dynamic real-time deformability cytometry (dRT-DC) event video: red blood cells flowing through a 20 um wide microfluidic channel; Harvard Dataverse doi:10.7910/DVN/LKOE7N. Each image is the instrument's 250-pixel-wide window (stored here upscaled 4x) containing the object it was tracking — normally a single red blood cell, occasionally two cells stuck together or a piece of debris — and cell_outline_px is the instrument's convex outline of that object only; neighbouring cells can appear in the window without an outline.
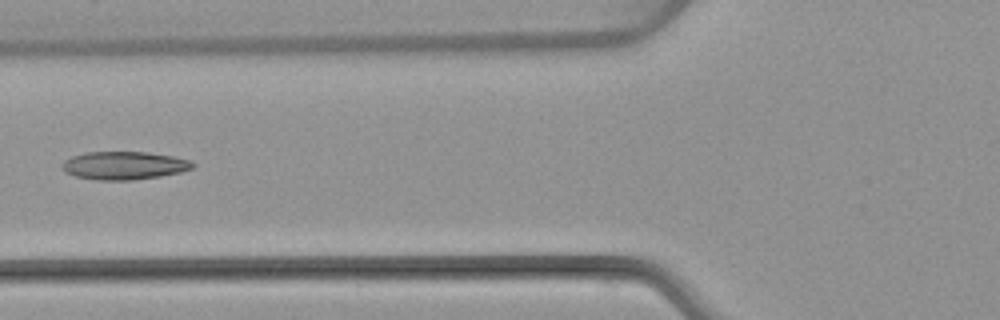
{"species": "common noctule bat (a hibernating species)", "species_latin": "Nyctalus noctula", "temperature_condition": "warm", "stored_images_in_passage": 7, "camera_frame_rate_fps": 3000, "um_per_image_px": 0.085, "animal": {"sex": "female", "body_mass_g": 22.7, "forearm_length_mm": 54.2}, "frame": {"image": 1, "passage_image": 6, "time_ms": 6.333, "image_size_px": [1000, 320], "cell_outline_px": [[196, 168], [180, 172], [160, 176], [132, 180], [96, 180], [76, 176], [64, 172], [60, 168], [60, 164], [64, 160], [72, 156], [84, 152], [148, 152], [172, 156], [192, 160], [196, 164]], "centroid_in_image_um": [10.55, 14.06], "position_along_channel_um": 115.2, "area_um2": 21.68}}
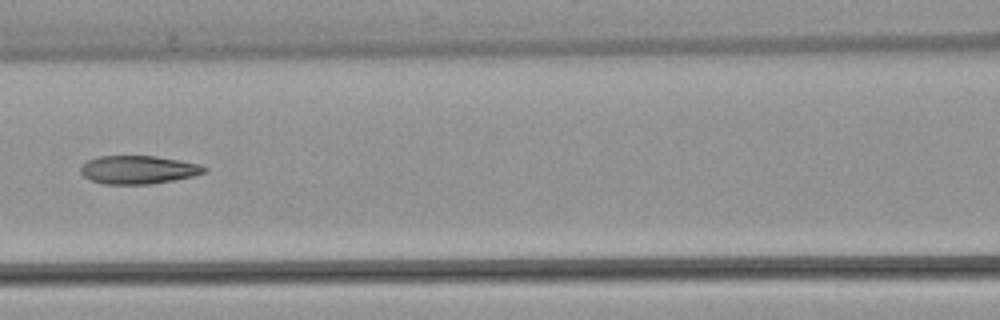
{"frame": {"image": 2, "passage_image": 7, "time_ms": 7.333, "image_size_px": [1000, 320], "cell_outline_px": [[208, 168], [204, 172], [192, 176], [172, 180], [148, 184], [104, 184], [92, 180], [84, 176], [80, 172], [80, 168], [88, 160], [100, 156], [156, 156], [180, 160], [200, 164]], "centroid_in_image_um": [11.75, 14.42], "position_along_channel_um": 154.8, "area_um2": 20.17}}